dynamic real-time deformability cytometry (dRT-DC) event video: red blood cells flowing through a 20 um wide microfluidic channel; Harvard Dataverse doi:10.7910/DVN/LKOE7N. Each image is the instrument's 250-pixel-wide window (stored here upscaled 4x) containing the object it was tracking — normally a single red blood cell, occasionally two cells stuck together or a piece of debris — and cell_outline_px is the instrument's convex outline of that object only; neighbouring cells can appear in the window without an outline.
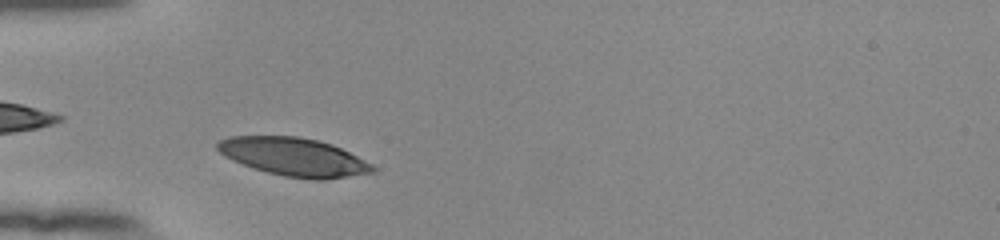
{"species": "human", "species_latin": "Homo sapiens", "temperature_condition": "room temperature", "stored_images_in_passage": 37, "camera_frame_rate_fps": 3000, "um_per_image_px": 0.085, "donor": {"sex": "female"}, "frame": {"image": 1, "passage_image": 4, "time_ms": 1.0, "image_size_px": [1000, 240], "cell_outline_px": [[376, 172], [324, 180], [316, 180], [284, 176], [268, 172], [232, 160], [224, 156], [216, 148], [216, 144], [220, 140], [228, 136], [300, 136], [332, 144], [372, 164], [376, 168]], "centroid_in_image_um": [24.98, 13.33], "position_along_channel_um": 60.0, "area_um2": 34.39}}
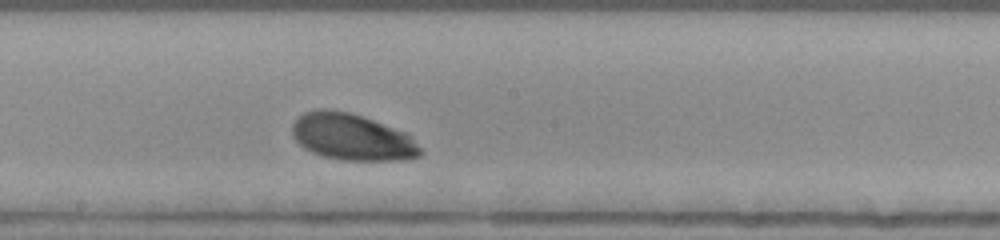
{"frame": {"image": 2, "passage_image": 17, "time_ms": 5.333, "image_size_px": [1000, 240], "cell_outline_px": [[424, 152], [420, 156], [408, 160], [344, 160], [324, 156], [312, 152], [304, 148], [292, 136], [292, 124], [304, 112], [320, 108], [328, 108], [348, 112], [364, 116], [404, 132], [412, 136]], "centroid_in_image_um": [29.95, 11.64], "position_along_channel_um": 218.3, "area_um2": 34.97}}
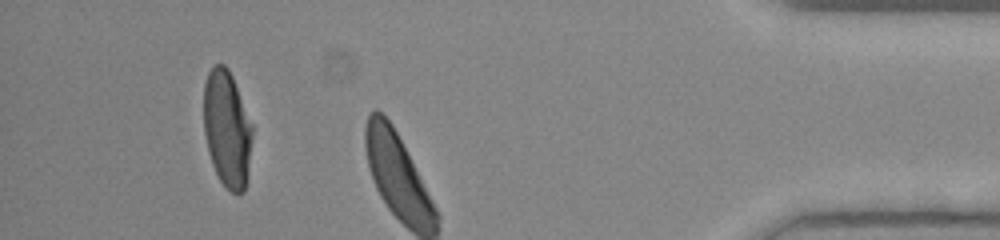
{"frame": {"image": 3, "passage_image": 34, "time_ms": 11.0, "image_size_px": [1000, 240], "cell_outline_px": [[252, 136], [248, 176], [244, 192], [232, 192], [220, 180], [212, 164], [208, 152], [204, 132], [204, 84], [208, 72], [212, 64], [224, 64], [228, 68], [232, 76], [252, 124]], "centroid_in_image_um": [19.29, 10.93], "position_along_channel_um": 415.9, "area_um2": 33.0}, "authors_computed_cell_mechanics": {"area_um2": 34.5644, "velocity_mm_per_s": 3.7931, "shape_relaxation_time_tau1_ms": 0.9547, "shape_relaxation_time_tau2_ms": null, "deformation_change_tau1": 0.0898, "deformation_change_tau2": null}}